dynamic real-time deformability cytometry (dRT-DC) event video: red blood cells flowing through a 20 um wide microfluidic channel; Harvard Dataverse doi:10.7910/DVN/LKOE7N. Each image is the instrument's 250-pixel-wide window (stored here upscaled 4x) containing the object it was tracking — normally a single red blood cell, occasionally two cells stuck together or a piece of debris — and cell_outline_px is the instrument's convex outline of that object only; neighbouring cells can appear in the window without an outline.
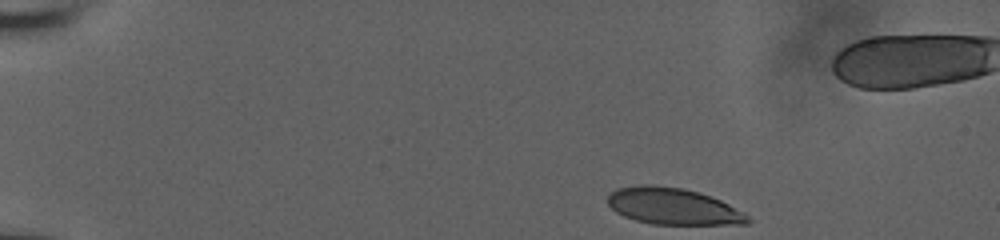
{"species": "human", "species_latin": "Homo sapiens", "temperature_condition": "room temperature", "stored_images_in_passage": 43, "camera_frame_rate_fps": 3000, "um_per_image_px": 0.085, "donor": {"sex": "male"}, "frame": {"image": 1, "passage_image": 1, "time_ms": 0.0, "image_size_px": [1000, 240], "cell_outline_px": [[756, 220], [748, 224], [652, 224], [636, 220], [624, 216], [616, 212], [608, 204], [608, 196], [616, 188], [640, 184], [652, 184], [684, 188], [720, 200], [744, 212]], "centroid_in_image_um": [57.23, 17.54], "position_along_channel_um": 27.8, "area_um2": 29.94}}
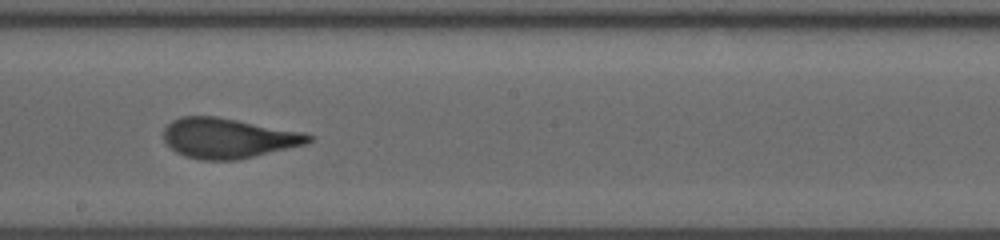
{"frame": {"image": 2, "passage_image": 25, "time_ms": 8.0, "image_size_px": [1000, 240], "cell_outline_px": [[312, 140], [308, 144], [236, 160], [200, 160], [184, 156], [176, 152], [164, 140], [164, 128], [172, 120], [180, 116], [216, 116], [304, 132], [312, 136]], "centroid_in_image_um": [19.39, 11.74], "position_along_channel_um": 228.8, "area_um2": 33.87}}
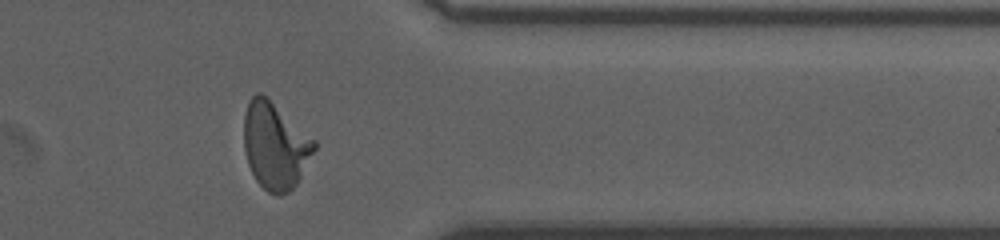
{"frame": {"image": 3, "passage_image": 38, "time_ms": 12.333, "image_size_px": [1000, 240], "cell_outline_px": [[316, 148], [296, 184], [288, 192], [280, 196], [276, 196], [268, 192], [256, 180], [248, 164], [244, 148], [244, 112], [248, 100], [256, 92], [260, 92], [316, 140]], "centroid_in_image_um": [23.37, 12.39], "position_along_channel_um": 388.0, "area_um2": 35.32}, "authors_computed_cell_mechanics": {"area_um2": 33.813, "velocity_mm_per_s": 3.835, "shape_relaxation_time_tau1_ms": 7.1134, "shape_relaxation_time_tau2_ms": 0.6844, "deformation_change_tau1": 0.2399, "deformation_change_tau2": 0.0677}}